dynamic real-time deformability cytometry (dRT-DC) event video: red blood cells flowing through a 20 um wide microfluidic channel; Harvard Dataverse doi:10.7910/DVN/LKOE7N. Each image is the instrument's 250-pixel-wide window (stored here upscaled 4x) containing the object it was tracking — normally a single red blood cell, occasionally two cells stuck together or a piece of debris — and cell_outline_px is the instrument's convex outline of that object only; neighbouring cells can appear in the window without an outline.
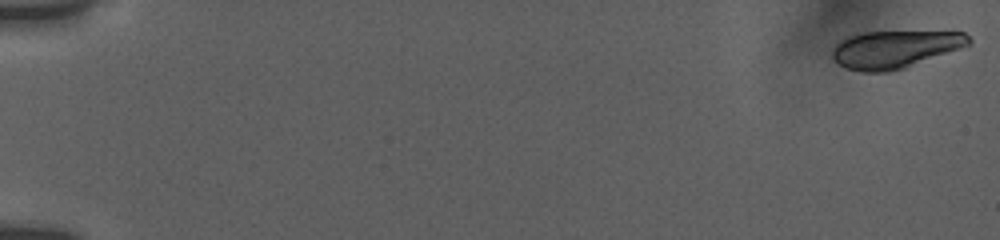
{"species": "human", "species_latin": "Homo sapiens", "temperature_condition": "room temperature", "stored_images_in_passage": 25, "camera_frame_rate_fps": 3000, "um_per_image_px": 0.085, "donor": {"sex": "female"}, "frame": {"image": 1, "passage_image": 1, "time_ms": 0.0, "image_size_px": [1000, 240], "cell_outline_px": [[972, 44], [904, 68], [888, 72], [860, 72], [844, 68], [836, 64], [832, 56], [832, 48], [840, 40], [848, 36], [864, 32], [964, 32], [972, 40]], "centroid_in_image_um": [76.02, 4.2], "position_along_channel_um": 9.0, "area_um2": 29.94}}
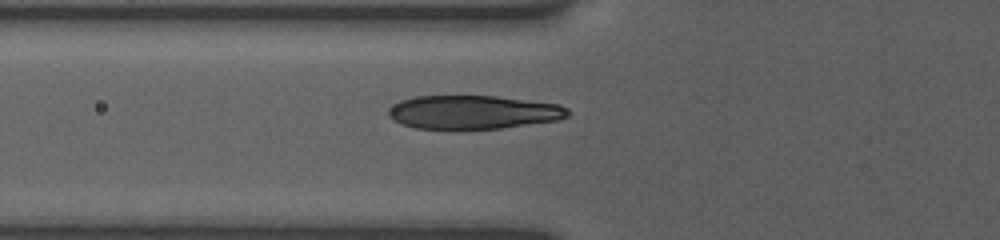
{"frame": {"image": 2, "passage_image": 21, "time_ms": 7.0, "image_size_px": [1000, 240], "cell_outline_px": [[572, 112], [568, 116], [556, 120], [500, 128], [460, 132], [416, 128], [400, 124], [392, 120], [388, 116], [388, 108], [400, 100], [416, 96], [496, 96], [560, 104], [568, 108]], "centroid_in_image_um": [40.17, 9.57], "position_along_channel_um": 85.6, "area_um2": 36.24}}
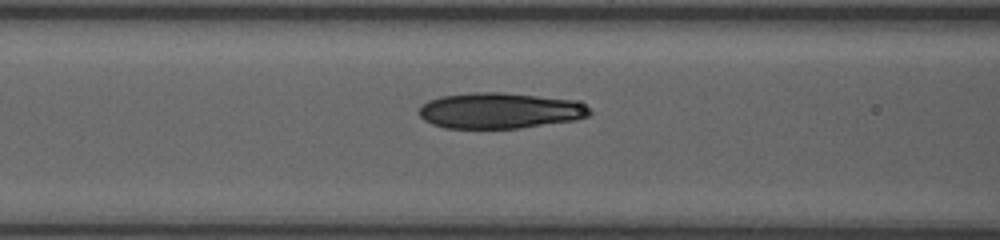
{"frame": {"image": 3, "passage_image": 25, "time_ms": 8.0, "image_size_px": [1000, 240], "cell_outline_px": [[592, 112], [588, 116], [576, 120], [520, 128], [444, 128], [432, 124], [424, 120], [420, 116], [420, 108], [428, 100], [440, 96], [476, 92], [500, 92], [572, 100], [588, 108]], "centroid_in_image_um": [42.45, 9.41], "position_along_channel_um": 124.1, "area_um2": 35.32}}